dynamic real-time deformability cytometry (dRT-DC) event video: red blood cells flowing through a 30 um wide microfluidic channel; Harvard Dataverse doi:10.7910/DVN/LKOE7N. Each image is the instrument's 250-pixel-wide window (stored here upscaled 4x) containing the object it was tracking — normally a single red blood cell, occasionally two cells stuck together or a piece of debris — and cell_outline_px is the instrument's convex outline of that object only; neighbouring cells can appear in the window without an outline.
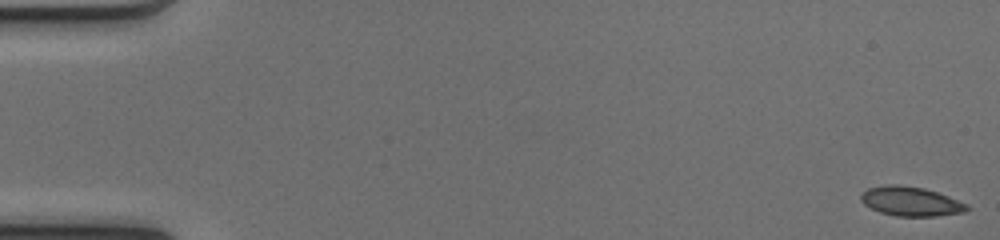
{"species": "common noctule bat (a hibernating species)", "species_latin": "Nyctalus noctula", "temperature_condition": "cold", "stored_images_in_passage": 51, "camera_frame_rate_fps": 3000, "um_per_image_px": 0.085, "animal": {"sex": "female", "body_mass_g": 17.0, "forearm_length_mm": 48.0}, "frame": {"image": 1, "passage_image": 1, "time_ms": 0.0, "image_size_px": [1000, 240], "cell_outline_px": [[972, 208], [964, 212], [936, 216], [896, 216], [880, 212], [864, 204], [860, 200], [860, 196], [868, 188], [888, 184], [900, 184], [924, 188], [948, 196], [968, 204]], "centroid_in_image_um": [77.44, 17.11], "position_along_channel_um": 7.6, "area_um2": 18.15}}
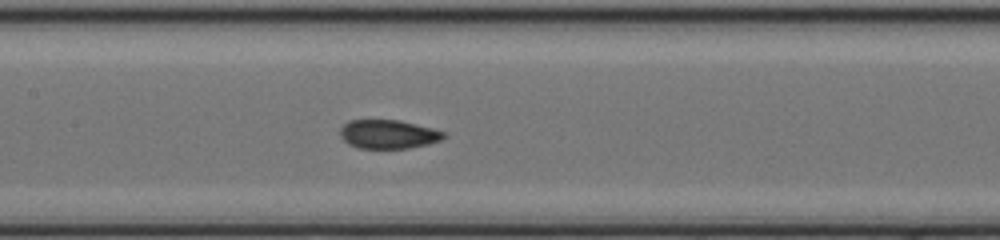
{"frame": {"image": 2, "passage_image": 25, "time_ms": 8.0, "image_size_px": [1000, 240], "cell_outline_px": [[448, 136], [440, 140], [428, 144], [408, 148], [356, 148], [348, 144], [340, 136], [340, 128], [348, 120], [400, 120], [448, 132]], "centroid_in_image_um": [33.02, 11.4], "position_along_channel_um": 174.4, "area_um2": 17.57}}
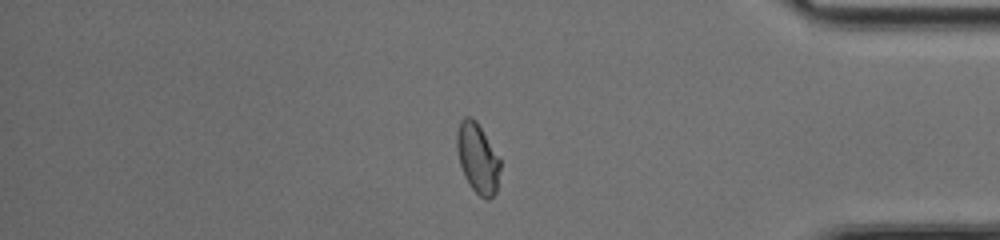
{"frame": {"image": 3, "passage_image": 43, "time_ms": 14.0, "image_size_px": [1000, 240], "cell_outline_px": [[500, 168], [496, 192], [488, 200], [480, 196], [468, 184], [464, 176], [460, 164], [456, 148], [456, 132], [460, 120], [464, 116], [472, 116], [476, 120], [500, 160]], "centroid_in_image_um": [40.57, 13.42], "position_along_channel_um": 394.6, "area_um2": 17.63}, "authors_computed_cell_mechanics": {"area_um2": 18.1492, "velocity_mm_per_s": 4.1221, "shape_relaxation_time_tau1_ms": 10.5866, "shape_relaxation_time_tau2_ms": 0.5638, "deformation_change_tau1": 0.2004, "deformation_change_tau2": 0.0433}}